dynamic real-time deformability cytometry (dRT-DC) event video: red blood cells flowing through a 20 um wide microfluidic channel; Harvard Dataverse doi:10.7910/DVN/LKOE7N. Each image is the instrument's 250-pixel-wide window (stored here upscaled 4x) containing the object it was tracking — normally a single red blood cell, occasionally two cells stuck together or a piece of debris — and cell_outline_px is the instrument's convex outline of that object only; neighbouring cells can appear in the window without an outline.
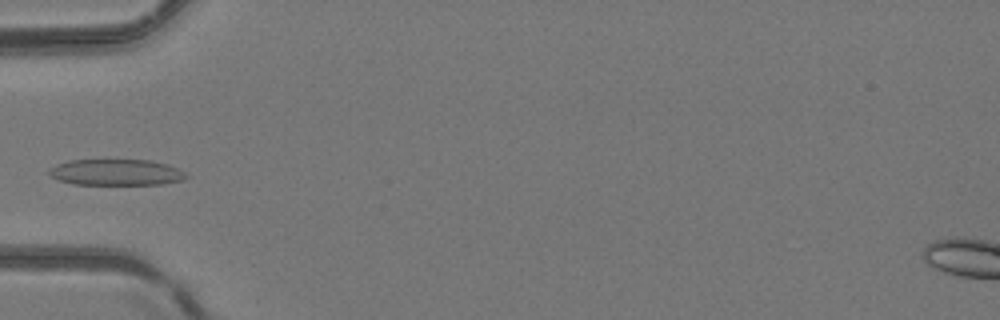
{"species": "common noctule bat (a hibernating species)", "species_latin": "Nyctalus noctula", "temperature_condition": "room temperature", "stored_images_in_passage": 5, "camera_frame_rate_fps": 3000, "um_per_image_px": 0.085, "animal": {"sex": "female", "body_mass_g": 24.6, "forearm_length_mm": 56.2}, "frame": {"image": 1, "passage_image": 5, "time_ms": 4.333, "image_size_px": [1000, 320], "cell_outline_px": [[188, 176], [184, 180], [164, 184], [72, 184], [60, 180], [52, 176], [48, 172], [48, 168], [56, 164], [68, 160], [152, 160], [176, 168], [184, 172]], "centroid_in_image_um": [9.85, 14.64], "position_along_channel_um": 75.1, "area_um2": 20.81}}